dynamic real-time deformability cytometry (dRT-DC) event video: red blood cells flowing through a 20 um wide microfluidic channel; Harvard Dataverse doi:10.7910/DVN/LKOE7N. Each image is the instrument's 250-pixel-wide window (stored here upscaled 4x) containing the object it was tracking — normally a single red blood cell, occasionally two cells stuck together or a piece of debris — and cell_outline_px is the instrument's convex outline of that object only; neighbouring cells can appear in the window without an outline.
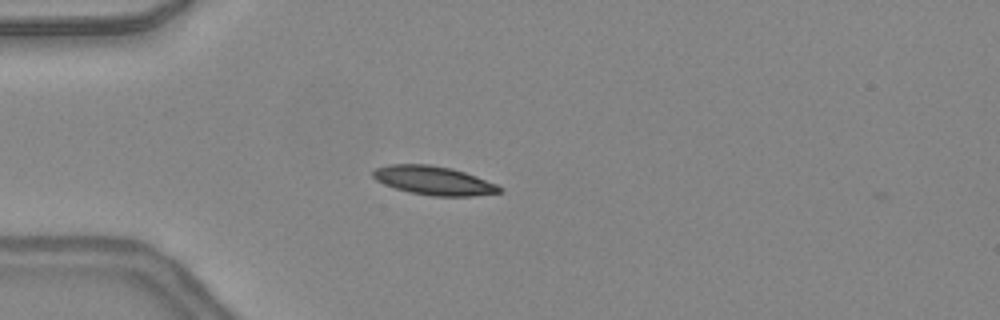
{"species": "common noctule bat (a hibernating species)", "species_latin": "Nyctalus noctula", "temperature_condition": "warm", "stored_images_in_passage": 2, "camera_frame_rate_fps": 3000, "um_per_image_px": 0.085, "animal": {"sex": "female", "body_mass_g": 24.6, "forearm_length_mm": 56.2}, "frame": {"image": 1, "passage_image": 1, "time_ms": 0.0, "image_size_px": [1000, 320], "cell_outline_px": [[504, 192], [472, 196], [432, 196], [412, 192], [396, 188], [384, 184], [376, 180], [372, 176], [372, 172], [376, 168], [388, 164], [428, 164], [452, 168], [476, 176], [496, 184], [504, 188]], "centroid_in_image_um": [36.89, 15.34], "position_along_channel_um": 48.1, "area_um2": 21.21}}